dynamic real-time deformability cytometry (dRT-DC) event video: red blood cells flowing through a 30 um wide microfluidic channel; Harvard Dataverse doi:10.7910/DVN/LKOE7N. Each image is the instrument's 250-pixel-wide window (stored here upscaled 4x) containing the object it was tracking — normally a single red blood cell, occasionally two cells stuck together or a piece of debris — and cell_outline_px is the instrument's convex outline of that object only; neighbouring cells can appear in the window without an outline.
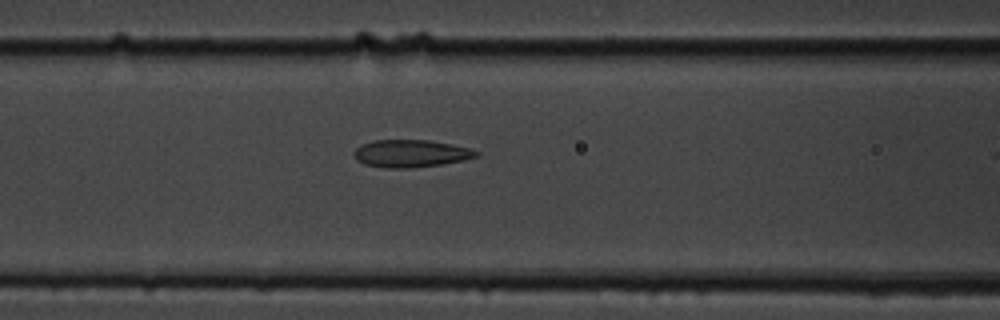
{"species": "common noctule bat (a hibernating species)", "species_latin": "Nyctalus noctula", "temperature_condition": "cold", "stored_images_in_passage": 17, "camera_frame_rate_fps": 3000, "um_per_image_px": 0.085, "animal": {"sex": "male", "body_mass_g": 19.5, "forearm_length_mm": 54.6}, "frame": {"image": 1, "passage_image": 12, "time_ms": 3.667, "image_size_px": [1000, 320], "cell_outline_px": [[480, 152], [476, 156], [464, 160], [440, 164], [412, 168], [388, 168], [364, 164], [356, 160], [352, 152], [360, 144], [372, 140], [428, 140], [452, 144], [472, 148]], "centroid_in_image_um": [34.89, 13.04], "position_along_channel_um": 131.7, "area_um2": 19.71}}
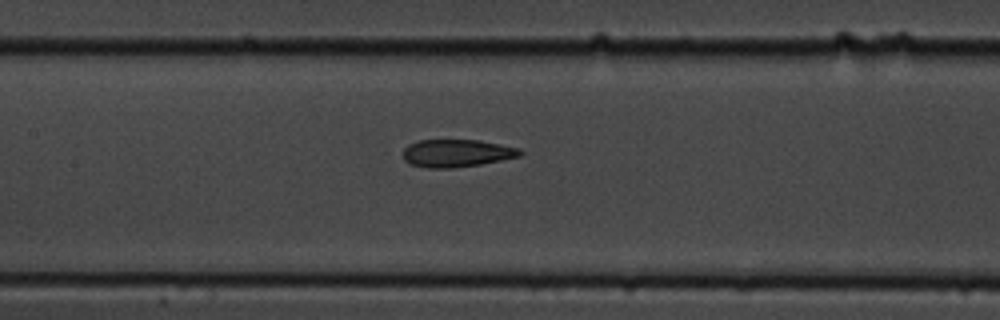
{"frame": {"image": 2, "passage_image": 15, "time_ms": 4.667, "image_size_px": [1000, 320], "cell_outline_px": [[524, 152], [520, 156], [480, 164], [452, 168], [428, 168], [408, 164], [404, 160], [404, 148], [408, 144], [420, 140], [480, 140], [520, 148]], "centroid_in_image_um": [38.81, 13.02], "position_along_channel_um": 168.6, "area_um2": 18.9}}